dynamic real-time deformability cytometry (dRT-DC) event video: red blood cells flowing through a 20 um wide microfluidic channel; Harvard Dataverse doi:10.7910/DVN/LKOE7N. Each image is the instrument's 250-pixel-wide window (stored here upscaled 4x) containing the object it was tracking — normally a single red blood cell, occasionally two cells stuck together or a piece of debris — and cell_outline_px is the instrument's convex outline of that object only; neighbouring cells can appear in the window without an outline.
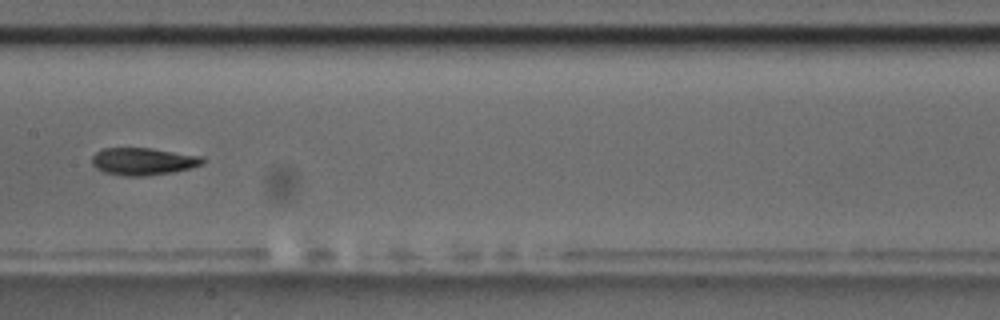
{"species": "common noctule bat (a hibernating species)", "species_latin": "Nyctalus noctula", "temperature_condition": "room temperature", "stored_images_in_passage": 10, "camera_frame_rate_fps": 3000, "um_per_image_px": 0.085, "animal": {"sex": "male", "body_mass_g": 17.5, "forearm_length_mm": 52.3}, "frame": {"image": 1, "passage_image": 7, "time_ms": 7.0, "image_size_px": [1000, 320], "cell_outline_px": [[204, 164], [192, 168], [172, 172], [148, 176], [124, 176], [104, 172], [96, 168], [92, 164], [92, 156], [96, 152], [104, 148], [152, 148], [204, 156]], "centroid_in_image_um": [12.2, 13.72], "position_along_channel_um": 195.2, "area_um2": 17.86}}
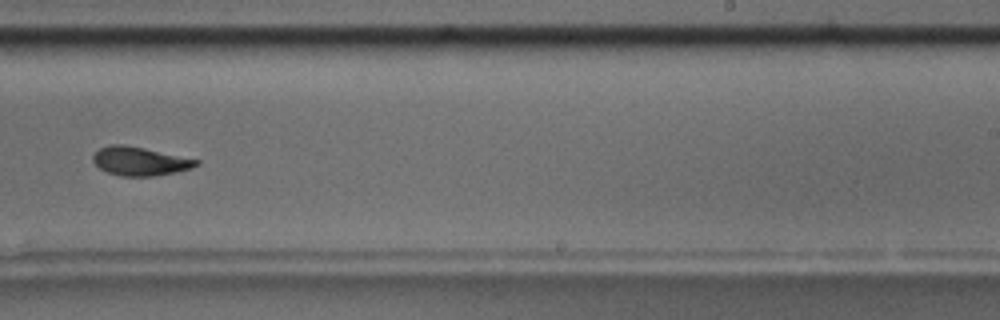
{"frame": {"image": 2, "passage_image": 9, "time_ms": 9.333, "image_size_px": [1000, 320], "cell_outline_px": [[200, 164], [192, 168], [176, 172], [152, 176], [120, 176], [108, 172], [100, 168], [92, 160], [92, 156], [100, 148], [108, 144], [124, 144], [144, 148], [200, 160]], "centroid_in_image_um": [11.89, 13.7], "position_along_channel_um": 277.1, "area_um2": 17.22}}